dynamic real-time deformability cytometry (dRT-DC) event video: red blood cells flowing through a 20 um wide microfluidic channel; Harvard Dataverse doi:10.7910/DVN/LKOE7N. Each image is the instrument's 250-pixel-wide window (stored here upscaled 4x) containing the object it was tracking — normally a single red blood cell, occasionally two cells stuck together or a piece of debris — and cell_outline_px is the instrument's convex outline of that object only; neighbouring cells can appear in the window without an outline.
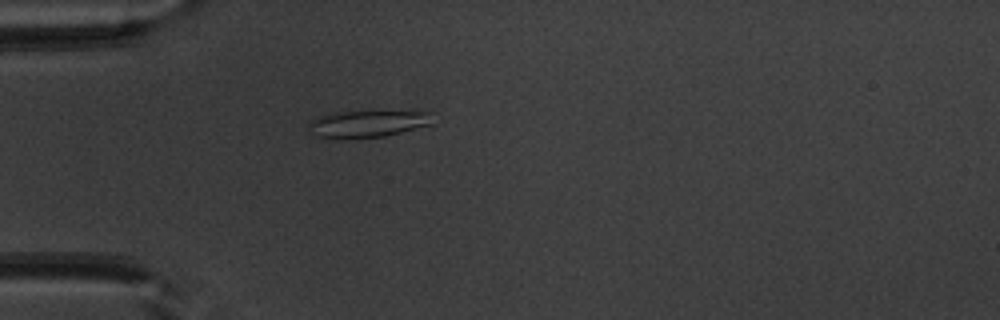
{"species": "common noctule bat (a hibernating species)", "species_latin": "Nyctalus noctula", "temperature_condition": "warm", "stored_images_in_passage": 51, "camera_frame_rate_fps": 3000, "um_per_image_px": 0.085, "animal": {"sex": "male", "body_mass_g": 20.1, "forearm_length_mm": 53.5}, "frame": {"image": 1, "passage_image": 15, "time_ms": 4.667, "image_size_px": [1000, 320], "cell_outline_px": [[432, 124], [384, 136], [336, 140], [316, 136], [308, 132], [308, 120], [320, 116], [336, 112], [428, 112]], "centroid_in_image_um": [31.08, 10.56], "position_along_channel_um": 53.9, "area_um2": 19.36}}
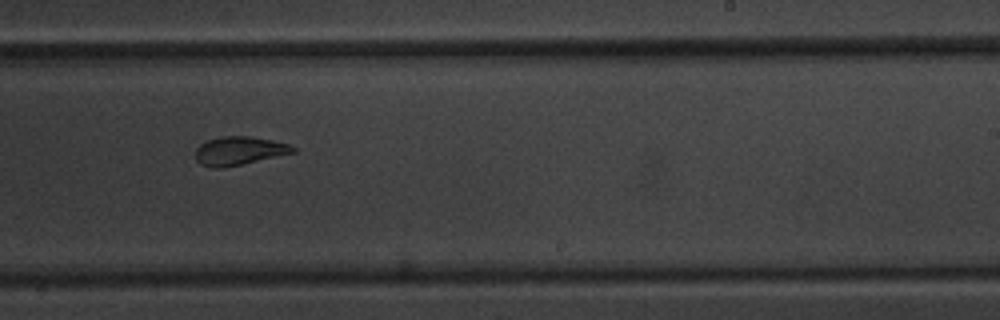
{"frame": {"image": 2, "passage_image": 32, "time_ms": 10.333, "image_size_px": [1000, 320], "cell_outline_px": [[296, 152], [224, 168], [212, 168], [200, 164], [196, 160], [196, 148], [200, 144], [208, 140], [220, 136], [252, 136], [272, 140], [288, 144], [296, 148]], "centroid_in_image_um": [20.31, 12.82], "position_along_channel_um": 268.7, "area_um2": 16.24}}
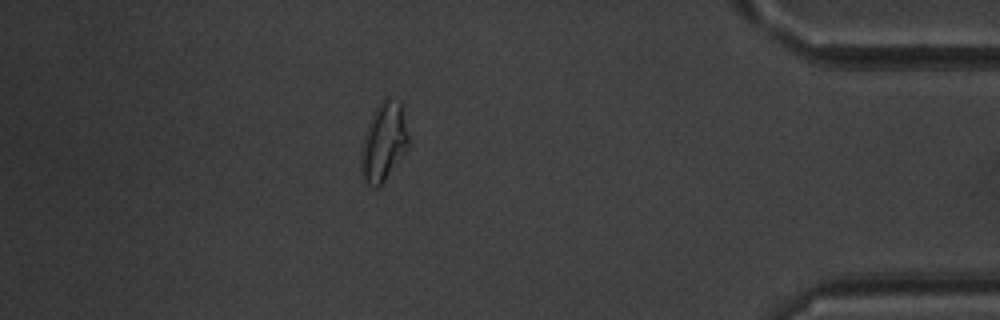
{"frame": {"image": 3, "passage_image": 45, "time_ms": 14.667, "image_size_px": [1000, 320], "cell_outline_px": [[408, 148], [384, 180], [376, 188], [368, 184], [364, 180], [360, 172], [360, 160], [364, 136], [368, 124], [380, 100], [384, 96], [388, 96], [400, 100], [408, 132]], "centroid_in_image_um": [32.61, 12.02], "position_along_channel_um": 402.6, "area_um2": 21.62}, "authors_computed_cell_mechanics": {"area_um2": 18.6694, "velocity_mm_per_s": 3.9644, "shape_relaxation_time_tau1_ms": 7.9839, "shape_relaxation_time_tau2_ms": 0.7886, "deformation_change_tau1": 0.1835, "deformation_change_tau2": 0.0582}}